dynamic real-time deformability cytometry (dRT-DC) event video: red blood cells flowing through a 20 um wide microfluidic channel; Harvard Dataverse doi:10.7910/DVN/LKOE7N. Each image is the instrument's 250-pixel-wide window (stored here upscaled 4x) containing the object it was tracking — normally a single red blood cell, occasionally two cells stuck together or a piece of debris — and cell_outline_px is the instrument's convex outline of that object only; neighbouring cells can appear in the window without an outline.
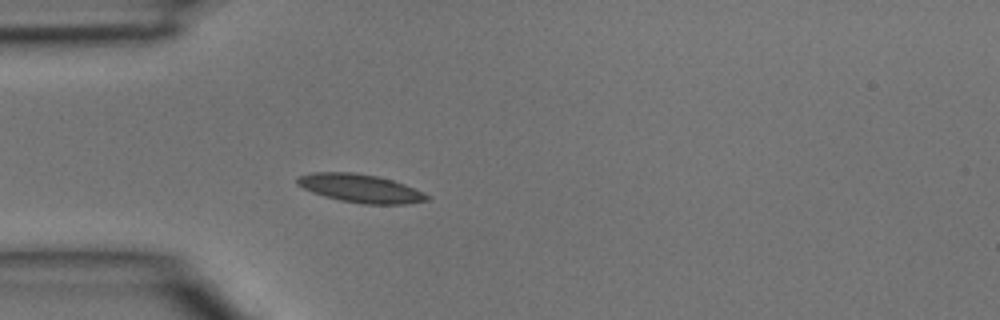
{"species": "common noctule bat (a hibernating species)", "species_latin": "Nyctalus noctula", "temperature_condition": "room temperature", "stored_images_in_passage": 2, "camera_frame_rate_fps": 3000, "um_per_image_px": 0.085, "animal": {"sex": "male", "body_mass_g": 15.6}, "frame": {"image": 1, "passage_image": 2, "time_ms": 0.333, "image_size_px": [1000, 320], "cell_outline_px": [[432, 196], [428, 200], [408, 204], [364, 204], [340, 200], [324, 196], [312, 192], [296, 184], [296, 180], [300, 176], [312, 172], [352, 172], [376, 176], [392, 180], [404, 184]], "centroid_in_image_um": [30.65, 16.01], "position_along_channel_um": 54.4, "area_um2": 21.33}}